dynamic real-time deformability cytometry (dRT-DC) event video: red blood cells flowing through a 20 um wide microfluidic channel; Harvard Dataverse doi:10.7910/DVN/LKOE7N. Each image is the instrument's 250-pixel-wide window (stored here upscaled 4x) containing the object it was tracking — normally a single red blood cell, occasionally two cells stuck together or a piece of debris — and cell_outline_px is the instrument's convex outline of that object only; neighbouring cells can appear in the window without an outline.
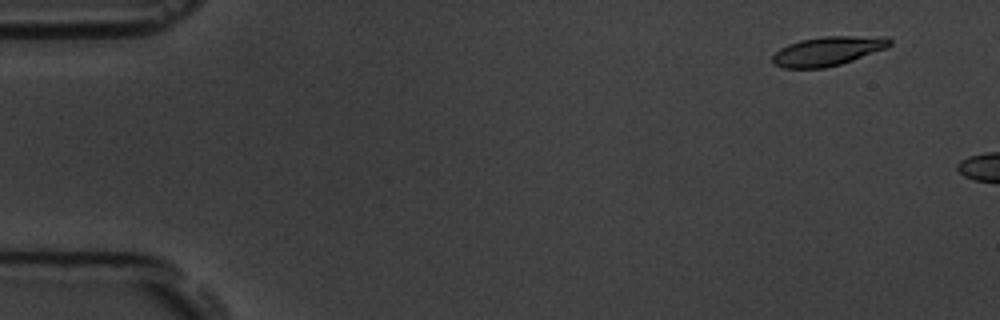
{"species": "common noctule bat (a hibernating species)", "species_latin": "Nyctalus noctula", "temperature_condition": "room temperature", "stored_images_in_passage": 4, "camera_frame_rate_fps": 3000, "um_per_image_px": 0.085, "animal": {"sex": "male", "body_mass_g": 19.5, "forearm_length_mm": 54.6}, "frame": {"image": 1, "passage_image": 2, "time_ms": 1.333, "image_size_px": [1000, 320], "cell_outline_px": [[892, 44], [888, 48], [840, 64], [824, 68], [784, 68], [772, 64], [772, 56], [780, 48], [788, 44], [800, 40], [824, 36], [888, 36], [892, 40]], "centroid_in_image_um": [70.39, 4.33], "position_along_channel_um": 14.6, "area_um2": 20.11}}